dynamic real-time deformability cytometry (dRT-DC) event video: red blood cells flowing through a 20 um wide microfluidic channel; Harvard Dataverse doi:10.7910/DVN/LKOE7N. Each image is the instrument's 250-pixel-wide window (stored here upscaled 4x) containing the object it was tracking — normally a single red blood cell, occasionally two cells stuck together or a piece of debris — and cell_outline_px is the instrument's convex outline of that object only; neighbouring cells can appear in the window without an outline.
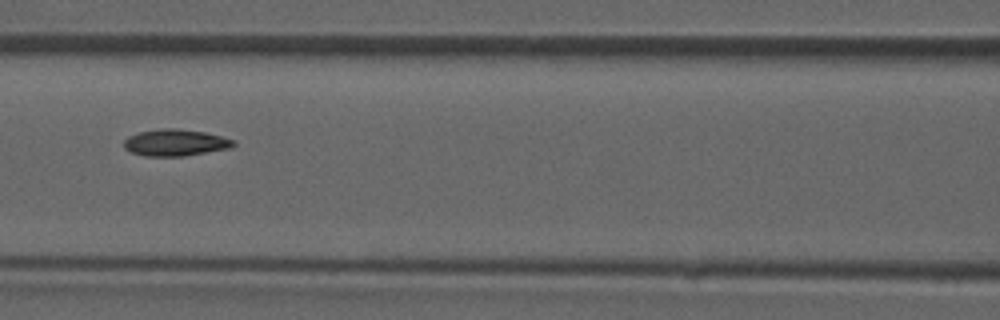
{"species": "common noctule bat (a hibernating species)", "species_latin": "Nyctalus noctula", "temperature_condition": "room temperature", "stored_images_in_passage": 47, "camera_frame_rate_fps": 3000, "um_per_image_px": 0.085, "animal": {"sex": "male", "forearm_length_mm": 52.5}, "frame": {"image": 1, "passage_image": 21, "time_ms": 6.667, "image_size_px": [1000, 320], "cell_outline_px": [[236, 144], [228, 148], [184, 156], [144, 156], [132, 152], [124, 148], [124, 140], [128, 136], [140, 132], [160, 128], [176, 128], [204, 132], [236, 140]], "centroid_in_image_um": [14.89, 12.12], "position_along_channel_um": 151.7, "area_um2": 16.94}}